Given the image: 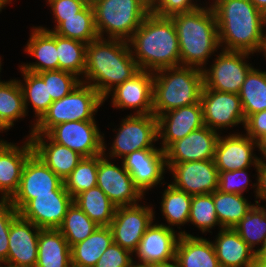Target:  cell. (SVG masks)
Masks as SVG:
<instances>
[{
	"mask_svg": "<svg viewBox=\"0 0 266 267\" xmlns=\"http://www.w3.org/2000/svg\"><path fill=\"white\" fill-rule=\"evenodd\" d=\"M139 71L127 41L97 38L86 46L85 71L80 79L104 99L112 89Z\"/></svg>",
	"mask_w": 266,
	"mask_h": 267,
	"instance_id": "obj_1",
	"label": "cell"
},
{
	"mask_svg": "<svg viewBox=\"0 0 266 267\" xmlns=\"http://www.w3.org/2000/svg\"><path fill=\"white\" fill-rule=\"evenodd\" d=\"M211 7L216 16L220 49L258 52L266 36L263 30L266 16L250 0H213Z\"/></svg>",
	"mask_w": 266,
	"mask_h": 267,
	"instance_id": "obj_2",
	"label": "cell"
},
{
	"mask_svg": "<svg viewBox=\"0 0 266 267\" xmlns=\"http://www.w3.org/2000/svg\"><path fill=\"white\" fill-rule=\"evenodd\" d=\"M127 42L140 70L154 73L181 65L177 32L170 17L150 12Z\"/></svg>",
	"mask_w": 266,
	"mask_h": 267,
	"instance_id": "obj_3",
	"label": "cell"
},
{
	"mask_svg": "<svg viewBox=\"0 0 266 267\" xmlns=\"http://www.w3.org/2000/svg\"><path fill=\"white\" fill-rule=\"evenodd\" d=\"M170 18L177 32L181 65L206 68L208 58L220 49L216 16L211 5Z\"/></svg>",
	"mask_w": 266,
	"mask_h": 267,
	"instance_id": "obj_4",
	"label": "cell"
},
{
	"mask_svg": "<svg viewBox=\"0 0 266 267\" xmlns=\"http://www.w3.org/2000/svg\"><path fill=\"white\" fill-rule=\"evenodd\" d=\"M153 114L200 102L203 82L202 69L191 66L164 68L153 73Z\"/></svg>",
	"mask_w": 266,
	"mask_h": 267,
	"instance_id": "obj_5",
	"label": "cell"
},
{
	"mask_svg": "<svg viewBox=\"0 0 266 267\" xmlns=\"http://www.w3.org/2000/svg\"><path fill=\"white\" fill-rule=\"evenodd\" d=\"M95 26L99 38L128 41L150 13L143 0H93Z\"/></svg>",
	"mask_w": 266,
	"mask_h": 267,
	"instance_id": "obj_6",
	"label": "cell"
},
{
	"mask_svg": "<svg viewBox=\"0 0 266 267\" xmlns=\"http://www.w3.org/2000/svg\"><path fill=\"white\" fill-rule=\"evenodd\" d=\"M103 98L89 84L81 82L67 96L52 102L44 115L31 127V134H46L53 126L68 121L95 120Z\"/></svg>",
	"mask_w": 266,
	"mask_h": 267,
	"instance_id": "obj_7",
	"label": "cell"
},
{
	"mask_svg": "<svg viewBox=\"0 0 266 267\" xmlns=\"http://www.w3.org/2000/svg\"><path fill=\"white\" fill-rule=\"evenodd\" d=\"M113 131L117 133L107 153L110 155L105 153L107 147L103 134V156H107L106 158L110 160L115 157L123 159L136 150L161 149L153 144L159 141L158 119L154 114L127 115L122 119L120 128L113 129Z\"/></svg>",
	"mask_w": 266,
	"mask_h": 267,
	"instance_id": "obj_8",
	"label": "cell"
},
{
	"mask_svg": "<svg viewBox=\"0 0 266 267\" xmlns=\"http://www.w3.org/2000/svg\"><path fill=\"white\" fill-rule=\"evenodd\" d=\"M210 69L204 68L203 82L208 89L239 94L246 75L253 68L247 62L251 53L220 50Z\"/></svg>",
	"mask_w": 266,
	"mask_h": 267,
	"instance_id": "obj_9",
	"label": "cell"
},
{
	"mask_svg": "<svg viewBox=\"0 0 266 267\" xmlns=\"http://www.w3.org/2000/svg\"><path fill=\"white\" fill-rule=\"evenodd\" d=\"M46 135L83 157L103 154V134L96 121H68L53 126Z\"/></svg>",
	"mask_w": 266,
	"mask_h": 267,
	"instance_id": "obj_10",
	"label": "cell"
},
{
	"mask_svg": "<svg viewBox=\"0 0 266 267\" xmlns=\"http://www.w3.org/2000/svg\"><path fill=\"white\" fill-rule=\"evenodd\" d=\"M154 214L152 206L149 205L135 204L116 207L110 225L113 242L134 254L143 234L155 220Z\"/></svg>",
	"mask_w": 266,
	"mask_h": 267,
	"instance_id": "obj_11",
	"label": "cell"
},
{
	"mask_svg": "<svg viewBox=\"0 0 266 267\" xmlns=\"http://www.w3.org/2000/svg\"><path fill=\"white\" fill-rule=\"evenodd\" d=\"M200 103L203 123L214 131L219 132V129L245 124L246 119L239 94L203 87Z\"/></svg>",
	"mask_w": 266,
	"mask_h": 267,
	"instance_id": "obj_12",
	"label": "cell"
},
{
	"mask_svg": "<svg viewBox=\"0 0 266 267\" xmlns=\"http://www.w3.org/2000/svg\"><path fill=\"white\" fill-rule=\"evenodd\" d=\"M109 160L103 154L98 155L97 186L116 207L138 204L144 195L135 186L131 175L123 163L118 167Z\"/></svg>",
	"mask_w": 266,
	"mask_h": 267,
	"instance_id": "obj_13",
	"label": "cell"
},
{
	"mask_svg": "<svg viewBox=\"0 0 266 267\" xmlns=\"http://www.w3.org/2000/svg\"><path fill=\"white\" fill-rule=\"evenodd\" d=\"M72 203L73 198L62 183L51 194L35 195L18 214L40 229H58Z\"/></svg>",
	"mask_w": 266,
	"mask_h": 267,
	"instance_id": "obj_14",
	"label": "cell"
},
{
	"mask_svg": "<svg viewBox=\"0 0 266 267\" xmlns=\"http://www.w3.org/2000/svg\"><path fill=\"white\" fill-rule=\"evenodd\" d=\"M61 180L34 152L28 157L17 192L9 202L19 211L35 195L51 194Z\"/></svg>",
	"mask_w": 266,
	"mask_h": 267,
	"instance_id": "obj_15",
	"label": "cell"
},
{
	"mask_svg": "<svg viewBox=\"0 0 266 267\" xmlns=\"http://www.w3.org/2000/svg\"><path fill=\"white\" fill-rule=\"evenodd\" d=\"M164 224L154 222L147 228L134 254L138 265L157 266L175 262L176 247L180 233Z\"/></svg>",
	"mask_w": 266,
	"mask_h": 267,
	"instance_id": "obj_16",
	"label": "cell"
},
{
	"mask_svg": "<svg viewBox=\"0 0 266 267\" xmlns=\"http://www.w3.org/2000/svg\"><path fill=\"white\" fill-rule=\"evenodd\" d=\"M166 165L174 177L172 185L191 196L211 194L218 189L219 172L213 159Z\"/></svg>",
	"mask_w": 266,
	"mask_h": 267,
	"instance_id": "obj_17",
	"label": "cell"
},
{
	"mask_svg": "<svg viewBox=\"0 0 266 267\" xmlns=\"http://www.w3.org/2000/svg\"><path fill=\"white\" fill-rule=\"evenodd\" d=\"M153 80V72L140 70L112 89L103 102L111 95L112 106L117 109H135L134 115L153 114Z\"/></svg>",
	"mask_w": 266,
	"mask_h": 267,
	"instance_id": "obj_18",
	"label": "cell"
},
{
	"mask_svg": "<svg viewBox=\"0 0 266 267\" xmlns=\"http://www.w3.org/2000/svg\"><path fill=\"white\" fill-rule=\"evenodd\" d=\"M257 141L246 134L232 133L219 136L214 154V163L218 171H235L254 166L259 168L258 156L254 154Z\"/></svg>",
	"mask_w": 266,
	"mask_h": 267,
	"instance_id": "obj_19",
	"label": "cell"
},
{
	"mask_svg": "<svg viewBox=\"0 0 266 267\" xmlns=\"http://www.w3.org/2000/svg\"><path fill=\"white\" fill-rule=\"evenodd\" d=\"M122 163L143 195L158 184H163V175L168 170L162 149L136 150L124 157Z\"/></svg>",
	"mask_w": 266,
	"mask_h": 267,
	"instance_id": "obj_20",
	"label": "cell"
},
{
	"mask_svg": "<svg viewBox=\"0 0 266 267\" xmlns=\"http://www.w3.org/2000/svg\"><path fill=\"white\" fill-rule=\"evenodd\" d=\"M40 230L33 222L18 214L10 225L9 252L3 264L11 267H35Z\"/></svg>",
	"mask_w": 266,
	"mask_h": 267,
	"instance_id": "obj_21",
	"label": "cell"
},
{
	"mask_svg": "<svg viewBox=\"0 0 266 267\" xmlns=\"http://www.w3.org/2000/svg\"><path fill=\"white\" fill-rule=\"evenodd\" d=\"M219 132L206 125L173 142L165 151L166 164L214 159Z\"/></svg>",
	"mask_w": 266,
	"mask_h": 267,
	"instance_id": "obj_22",
	"label": "cell"
},
{
	"mask_svg": "<svg viewBox=\"0 0 266 267\" xmlns=\"http://www.w3.org/2000/svg\"><path fill=\"white\" fill-rule=\"evenodd\" d=\"M22 146L0 139V200L9 201L17 192L22 171L34 152L29 136Z\"/></svg>",
	"mask_w": 266,
	"mask_h": 267,
	"instance_id": "obj_23",
	"label": "cell"
},
{
	"mask_svg": "<svg viewBox=\"0 0 266 267\" xmlns=\"http://www.w3.org/2000/svg\"><path fill=\"white\" fill-rule=\"evenodd\" d=\"M157 119L158 137L162 140L163 151L173 142L204 126L200 102L170 110L159 115Z\"/></svg>",
	"mask_w": 266,
	"mask_h": 267,
	"instance_id": "obj_24",
	"label": "cell"
},
{
	"mask_svg": "<svg viewBox=\"0 0 266 267\" xmlns=\"http://www.w3.org/2000/svg\"><path fill=\"white\" fill-rule=\"evenodd\" d=\"M30 139L34 153L63 181L83 159L79 153L53 142L46 134H31Z\"/></svg>",
	"mask_w": 266,
	"mask_h": 267,
	"instance_id": "obj_25",
	"label": "cell"
},
{
	"mask_svg": "<svg viewBox=\"0 0 266 267\" xmlns=\"http://www.w3.org/2000/svg\"><path fill=\"white\" fill-rule=\"evenodd\" d=\"M213 243L220 267H254L256 253L233 228H222Z\"/></svg>",
	"mask_w": 266,
	"mask_h": 267,
	"instance_id": "obj_26",
	"label": "cell"
},
{
	"mask_svg": "<svg viewBox=\"0 0 266 267\" xmlns=\"http://www.w3.org/2000/svg\"><path fill=\"white\" fill-rule=\"evenodd\" d=\"M32 33L26 44L25 52L37 59V62L22 64L24 70L33 73L59 70V60L56 48V34L42 28L32 27Z\"/></svg>",
	"mask_w": 266,
	"mask_h": 267,
	"instance_id": "obj_27",
	"label": "cell"
},
{
	"mask_svg": "<svg viewBox=\"0 0 266 267\" xmlns=\"http://www.w3.org/2000/svg\"><path fill=\"white\" fill-rule=\"evenodd\" d=\"M179 233L174 262L177 267H220L212 241L185 231Z\"/></svg>",
	"mask_w": 266,
	"mask_h": 267,
	"instance_id": "obj_28",
	"label": "cell"
},
{
	"mask_svg": "<svg viewBox=\"0 0 266 267\" xmlns=\"http://www.w3.org/2000/svg\"><path fill=\"white\" fill-rule=\"evenodd\" d=\"M35 267H72L71 248L58 229H41Z\"/></svg>",
	"mask_w": 266,
	"mask_h": 267,
	"instance_id": "obj_29",
	"label": "cell"
},
{
	"mask_svg": "<svg viewBox=\"0 0 266 267\" xmlns=\"http://www.w3.org/2000/svg\"><path fill=\"white\" fill-rule=\"evenodd\" d=\"M54 19L56 26L54 25L53 30H49L47 27H39L46 31H53L59 36L79 40L86 44L99 38L92 5H87L76 16L54 17Z\"/></svg>",
	"mask_w": 266,
	"mask_h": 267,
	"instance_id": "obj_30",
	"label": "cell"
},
{
	"mask_svg": "<svg viewBox=\"0 0 266 267\" xmlns=\"http://www.w3.org/2000/svg\"><path fill=\"white\" fill-rule=\"evenodd\" d=\"M112 242L110 226H98L89 237L71 247L72 267H94Z\"/></svg>",
	"mask_w": 266,
	"mask_h": 267,
	"instance_id": "obj_31",
	"label": "cell"
},
{
	"mask_svg": "<svg viewBox=\"0 0 266 267\" xmlns=\"http://www.w3.org/2000/svg\"><path fill=\"white\" fill-rule=\"evenodd\" d=\"M82 211L98 226H110L116 206L98 186L85 190L73 198Z\"/></svg>",
	"mask_w": 266,
	"mask_h": 267,
	"instance_id": "obj_32",
	"label": "cell"
},
{
	"mask_svg": "<svg viewBox=\"0 0 266 267\" xmlns=\"http://www.w3.org/2000/svg\"><path fill=\"white\" fill-rule=\"evenodd\" d=\"M239 97L245 119L266 110V72L253 67L246 75Z\"/></svg>",
	"mask_w": 266,
	"mask_h": 267,
	"instance_id": "obj_33",
	"label": "cell"
},
{
	"mask_svg": "<svg viewBox=\"0 0 266 267\" xmlns=\"http://www.w3.org/2000/svg\"><path fill=\"white\" fill-rule=\"evenodd\" d=\"M215 211L222 228H233L255 204L240 194L223 193L218 189L213 192Z\"/></svg>",
	"mask_w": 266,
	"mask_h": 267,
	"instance_id": "obj_34",
	"label": "cell"
},
{
	"mask_svg": "<svg viewBox=\"0 0 266 267\" xmlns=\"http://www.w3.org/2000/svg\"><path fill=\"white\" fill-rule=\"evenodd\" d=\"M19 80H0V121L9 130L27 115Z\"/></svg>",
	"mask_w": 266,
	"mask_h": 267,
	"instance_id": "obj_35",
	"label": "cell"
},
{
	"mask_svg": "<svg viewBox=\"0 0 266 267\" xmlns=\"http://www.w3.org/2000/svg\"><path fill=\"white\" fill-rule=\"evenodd\" d=\"M19 68L24 79V83L19 79V85L22 90L25 109L27 112L28 105L31 103L37 122L48 110L53 100L48 94L47 84L37 73L24 70L21 66Z\"/></svg>",
	"mask_w": 266,
	"mask_h": 267,
	"instance_id": "obj_36",
	"label": "cell"
},
{
	"mask_svg": "<svg viewBox=\"0 0 266 267\" xmlns=\"http://www.w3.org/2000/svg\"><path fill=\"white\" fill-rule=\"evenodd\" d=\"M162 195L160 210L168 223L166 226L173 229L172 226L187 224L192 196L172 184H168Z\"/></svg>",
	"mask_w": 266,
	"mask_h": 267,
	"instance_id": "obj_37",
	"label": "cell"
},
{
	"mask_svg": "<svg viewBox=\"0 0 266 267\" xmlns=\"http://www.w3.org/2000/svg\"><path fill=\"white\" fill-rule=\"evenodd\" d=\"M253 208L233 227L248 246L257 253L266 239V205L260 206L255 200ZM261 245L258 249H253Z\"/></svg>",
	"mask_w": 266,
	"mask_h": 267,
	"instance_id": "obj_38",
	"label": "cell"
},
{
	"mask_svg": "<svg viewBox=\"0 0 266 267\" xmlns=\"http://www.w3.org/2000/svg\"><path fill=\"white\" fill-rule=\"evenodd\" d=\"M86 46L87 44L82 41L56 34L59 70L71 72L77 77L84 76Z\"/></svg>",
	"mask_w": 266,
	"mask_h": 267,
	"instance_id": "obj_39",
	"label": "cell"
},
{
	"mask_svg": "<svg viewBox=\"0 0 266 267\" xmlns=\"http://www.w3.org/2000/svg\"><path fill=\"white\" fill-rule=\"evenodd\" d=\"M97 227L98 225L82 209L72 203L58 230L65 237L71 248L89 237Z\"/></svg>",
	"mask_w": 266,
	"mask_h": 267,
	"instance_id": "obj_40",
	"label": "cell"
},
{
	"mask_svg": "<svg viewBox=\"0 0 266 267\" xmlns=\"http://www.w3.org/2000/svg\"><path fill=\"white\" fill-rule=\"evenodd\" d=\"M98 155L83 157L71 174L63 181L72 198L81 192L97 186Z\"/></svg>",
	"mask_w": 266,
	"mask_h": 267,
	"instance_id": "obj_41",
	"label": "cell"
},
{
	"mask_svg": "<svg viewBox=\"0 0 266 267\" xmlns=\"http://www.w3.org/2000/svg\"><path fill=\"white\" fill-rule=\"evenodd\" d=\"M188 222L196 225L202 233H212L210 229L215 225L222 229L216 215L213 193L192 196Z\"/></svg>",
	"mask_w": 266,
	"mask_h": 267,
	"instance_id": "obj_42",
	"label": "cell"
},
{
	"mask_svg": "<svg viewBox=\"0 0 266 267\" xmlns=\"http://www.w3.org/2000/svg\"><path fill=\"white\" fill-rule=\"evenodd\" d=\"M47 84L48 94L52 100H59L67 96L77 85L81 83L80 77L63 70H51L37 73Z\"/></svg>",
	"mask_w": 266,
	"mask_h": 267,
	"instance_id": "obj_43",
	"label": "cell"
},
{
	"mask_svg": "<svg viewBox=\"0 0 266 267\" xmlns=\"http://www.w3.org/2000/svg\"><path fill=\"white\" fill-rule=\"evenodd\" d=\"M249 168L238 169L235 171H218V190L223 193H235L243 195L250 185L248 176Z\"/></svg>",
	"mask_w": 266,
	"mask_h": 267,
	"instance_id": "obj_44",
	"label": "cell"
},
{
	"mask_svg": "<svg viewBox=\"0 0 266 267\" xmlns=\"http://www.w3.org/2000/svg\"><path fill=\"white\" fill-rule=\"evenodd\" d=\"M17 215L18 211L9 201L0 200V264L7 260L10 225Z\"/></svg>",
	"mask_w": 266,
	"mask_h": 267,
	"instance_id": "obj_45",
	"label": "cell"
},
{
	"mask_svg": "<svg viewBox=\"0 0 266 267\" xmlns=\"http://www.w3.org/2000/svg\"><path fill=\"white\" fill-rule=\"evenodd\" d=\"M132 255L129 250L112 242L94 267H132L135 264Z\"/></svg>",
	"mask_w": 266,
	"mask_h": 267,
	"instance_id": "obj_46",
	"label": "cell"
},
{
	"mask_svg": "<svg viewBox=\"0 0 266 267\" xmlns=\"http://www.w3.org/2000/svg\"><path fill=\"white\" fill-rule=\"evenodd\" d=\"M200 5L194 0H153L150 12L161 16L170 17L174 14L190 12Z\"/></svg>",
	"mask_w": 266,
	"mask_h": 267,
	"instance_id": "obj_47",
	"label": "cell"
},
{
	"mask_svg": "<svg viewBox=\"0 0 266 267\" xmlns=\"http://www.w3.org/2000/svg\"><path fill=\"white\" fill-rule=\"evenodd\" d=\"M52 10L54 17L76 16L87 5L77 0H46Z\"/></svg>",
	"mask_w": 266,
	"mask_h": 267,
	"instance_id": "obj_48",
	"label": "cell"
},
{
	"mask_svg": "<svg viewBox=\"0 0 266 267\" xmlns=\"http://www.w3.org/2000/svg\"><path fill=\"white\" fill-rule=\"evenodd\" d=\"M246 135L258 141L266 135V110L249 115L244 124Z\"/></svg>",
	"mask_w": 266,
	"mask_h": 267,
	"instance_id": "obj_49",
	"label": "cell"
},
{
	"mask_svg": "<svg viewBox=\"0 0 266 267\" xmlns=\"http://www.w3.org/2000/svg\"><path fill=\"white\" fill-rule=\"evenodd\" d=\"M257 183H254L255 199L265 200L266 202V164H260L257 171ZM256 187V188H255Z\"/></svg>",
	"mask_w": 266,
	"mask_h": 267,
	"instance_id": "obj_50",
	"label": "cell"
},
{
	"mask_svg": "<svg viewBox=\"0 0 266 267\" xmlns=\"http://www.w3.org/2000/svg\"><path fill=\"white\" fill-rule=\"evenodd\" d=\"M258 151L261 152L262 157L258 158L260 164H266V135L257 141ZM263 159V160H262Z\"/></svg>",
	"mask_w": 266,
	"mask_h": 267,
	"instance_id": "obj_51",
	"label": "cell"
},
{
	"mask_svg": "<svg viewBox=\"0 0 266 267\" xmlns=\"http://www.w3.org/2000/svg\"><path fill=\"white\" fill-rule=\"evenodd\" d=\"M253 5L266 16V0H250Z\"/></svg>",
	"mask_w": 266,
	"mask_h": 267,
	"instance_id": "obj_52",
	"label": "cell"
},
{
	"mask_svg": "<svg viewBox=\"0 0 266 267\" xmlns=\"http://www.w3.org/2000/svg\"><path fill=\"white\" fill-rule=\"evenodd\" d=\"M256 259H266V239L263 247L256 253Z\"/></svg>",
	"mask_w": 266,
	"mask_h": 267,
	"instance_id": "obj_53",
	"label": "cell"
},
{
	"mask_svg": "<svg viewBox=\"0 0 266 267\" xmlns=\"http://www.w3.org/2000/svg\"><path fill=\"white\" fill-rule=\"evenodd\" d=\"M260 51V52H259ZM259 53H263L264 54V57L266 59V36L264 38V40L262 41L261 45H260V48L258 50ZM266 72V71H265Z\"/></svg>",
	"mask_w": 266,
	"mask_h": 267,
	"instance_id": "obj_54",
	"label": "cell"
},
{
	"mask_svg": "<svg viewBox=\"0 0 266 267\" xmlns=\"http://www.w3.org/2000/svg\"><path fill=\"white\" fill-rule=\"evenodd\" d=\"M254 267H266V259H256Z\"/></svg>",
	"mask_w": 266,
	"mask_h": 267,
	"instance_id": "obj_55",
	"label": "cell"
},
{
	"mask_svg": "<svg viewBox=\"0 0 266 267\" xmlns=\"http://www.w3.org/2000/svg\"><path fill=\"white\" fill-rule=\"evenodd\" d=\"M12 0H0V12L2 9L9 3H11Z\"/></svg>",
	"mask_w": 266,
	"mask_h": 267,
	"instance_id": "obj_56",
	"label": "cell"
},
{
	"mask_svg": "<svg viewBox=\"0 0 266 267\" xmlns=\"http://www.w3.org/2000/svg\"><path fill=\"white\" fill-rule=\"evenodd\" d=\"M150 267H177L175 263L168 264V265H157V266H150Z\"/></svg>",
	"mask_w": 266,
	"mask_h": 267,
	"instance_id": "obj_57",
	"label": "cell"
},
{
	"mask_svg": "<svg viewBox=\"0 0 266 267\" xmlns=\"http://www.w3.org/2000/svg\"><path fill=\"white\" fill-rule=\"evenodd\" d=\"M8 129L1 123V121H0V133L1 132H5V131H7Z\"/></svg>",
	"mask_w": 266,
	"mask_h": 267,
	"instance_id": "obj_58",
	"label": "cell"
},
{
	"mask_svg": "<svg viewBox=\"0 0 266 267\" xmlns=\"http://www.w3.org/2000/svg\"><path fill=\"white\" fill-rule=\"evenodd\" d=\"M77 1L84 2L86 5H92L93 0H77Z\"/></svg>",
	"mask_w": 266,
	"mask_h": 267,
	"instance_id": "obj_59",
	"label": "cell"
},
{
	"mask_svg": "<svg viewBox=\"0 0 266 267\" xmlns=\"http://www.w3.org/2000/svg\"><path fill=\"white\" fill-rule=\"evenodd\" d=\"M149 7L151 6L153 0H143Z\"/></svg>",
	"mask_w": 266,
	"mask_h": 267,
	"instance_id": "obj_60",
	"label": "cell"
},
{
	"mask_svg": "<svg viewBox=\"0 0 266 267\" xmlns=\"http://www.w3.org/2000/svg\"><path fill=\"white\" fill-rule=\"evenodd\" d=\"M132 267H150V266L134 264Z\"/></svg>",
	"mask_w": 266,
	"mask_h": 267,
	"instance_id": "obj_61",
	"label": "cell"
},
{
	"mask_svg": "<svg viewBox=\"0 0 266 267\" xmlns=\"http://www.w3.org/2000/svg\"><path fill=\"white\" fill-rule=\"evenodd\" d=\"M1 62H2V60H1V57H0V72H1V69H2L1 68V66H2V63Z\"/></svg>",
	"mask_w": 266,
	"mask_h": 267,
	"instance_id": "obj_62",
	"label": "cell"
},
{
	"mask_svg": "<svg viewBox=\"0 0 266 267\" xmlns=\"http://www.w3.org/2000/svg\"><path fill=\"white\" fill-rule=\"evenodd\" d=\"M0 267H11V266H8V265H5L4 266L2 264H0Z\"/></svg>",
	"mask_w": 266,
	"mask_h": 267,
	"instance_id": "obj_63",
	"label": "cell"
}]
</instances>
